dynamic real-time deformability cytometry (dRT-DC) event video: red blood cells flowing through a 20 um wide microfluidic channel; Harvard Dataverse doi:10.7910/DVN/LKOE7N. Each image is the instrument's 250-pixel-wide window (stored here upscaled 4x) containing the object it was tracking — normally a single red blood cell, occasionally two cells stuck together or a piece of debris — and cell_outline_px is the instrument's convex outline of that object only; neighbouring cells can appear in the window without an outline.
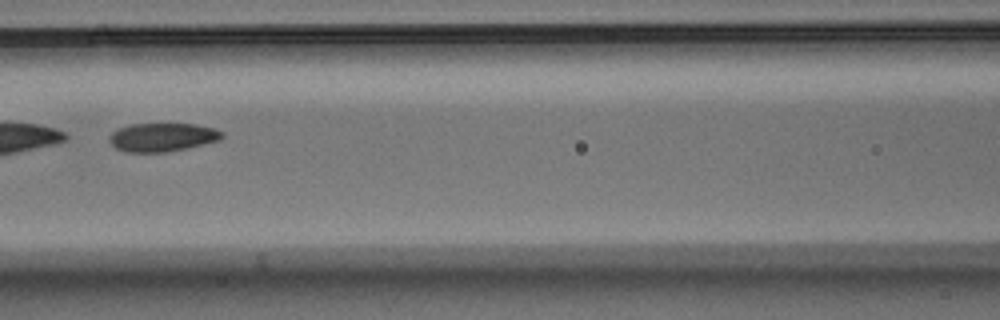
{"species": "Egyptian fruit bat (a non-hibernating species)", "species_latin": "Rousettus aegyptiacus", "temperature_condition": "warm", "stored_images_in_passage": 40, "segment_of_instrument_passage": [2, 2], "camera_frame_rate_fps": 3000, "um_per_image_px": 0.085, "animal": {"sex": "male"}, "frame": {"image": 1, "passage_image": 25, "time_ms": 8.0, "image_size_px": [1000, 320], "cell_outline_px": [[224, 136], [220, 140], [188, 148], [168, 152], [124, 152], [116, 148], [108, 140], [108, 136], [112, 132], [120, 128], [132, 124], [196, 124], [216, 128], [224, 132]], "centroid_in_image_um": [13.83, 11.67], "position_along_channel_um": 152.8, "area_um2": 18.9}}